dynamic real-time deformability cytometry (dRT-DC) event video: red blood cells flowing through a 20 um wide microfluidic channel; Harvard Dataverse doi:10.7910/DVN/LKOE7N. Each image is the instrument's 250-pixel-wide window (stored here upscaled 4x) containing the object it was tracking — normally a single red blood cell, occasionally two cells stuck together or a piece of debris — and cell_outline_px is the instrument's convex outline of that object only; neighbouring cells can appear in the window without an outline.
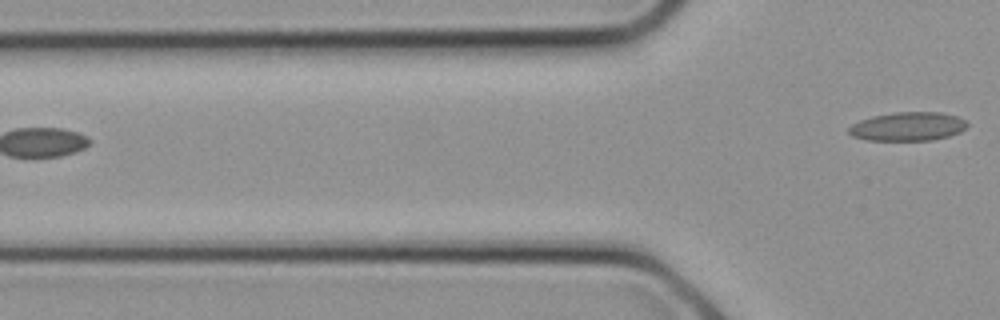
{"species": "common noctule bat (a hibernating species)", "species_latin": "Nyctalus noctula", "temperature_condition": "cold", "stored_images_in_passage": 5, "segment_of_instrument_passage": [2, 2], "camera_frame_rate_fps": 3000, "um_per_image_px": 0.085, "animal": {"sex": "female", "body_mass_g": 21.9}, "frame": {"image": 1, "passage_image": 5, "time_ms": 1.333, "image_size_px": [1000, 320], "cell_outline_px": [[968, 128], [960, 132], [948, 136], [932, 140], [864, 140], [852, 136], [848, 132], [848, 128], [852, 124], [860, 120], [872, 116], [896, 112], [940, 112], [956, 116], [964, 120], [968, 124]], "centroid_in_image_um": [77.16, 10.75], "position_along_channel_um": 48.6, "area_um2": 19.88}}